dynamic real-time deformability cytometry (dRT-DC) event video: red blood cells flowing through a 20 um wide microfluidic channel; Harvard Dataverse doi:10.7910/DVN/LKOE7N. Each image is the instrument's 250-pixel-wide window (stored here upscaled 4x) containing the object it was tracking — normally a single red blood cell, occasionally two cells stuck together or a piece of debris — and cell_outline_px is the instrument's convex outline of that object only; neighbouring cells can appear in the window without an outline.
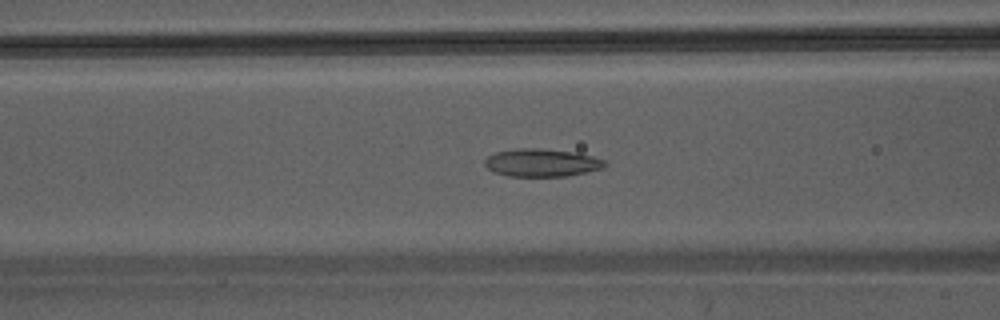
{"species": "Egyptian fruit bat (a non-hibernating species)", "species_latin": "Rousettus aegyptiacus", "temperature_condition": "warm", "stored_images_in_passage": 40, "camera_frame_rate_fps": 3000, "um_per_image_px": 0.085, "animal": {"sex": "male"}, "frame": {"image": 1, "passage_image": 14, "time_ms": 4.333, "image_size_px": [1000, 320], "cell_outline_px": [[608, 164], [604, 168], [588, 172], [568, 176], [508, 176], [492, 172], [484, 164], [484, 160], [488, 156], [496, 152], [520, 148], [536, 148], [576, 152], [592, 156], [604, 160]], "centroid_in_image_um": [46.06, 13.84], "position_along_channel_um": 120.5, "area_um2": 19.59}}
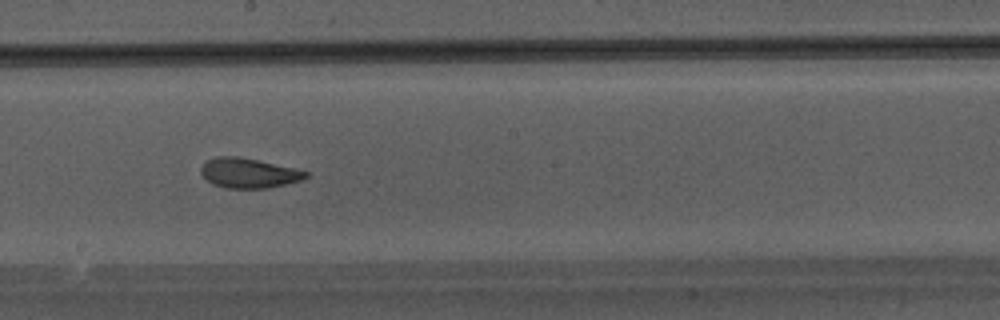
{"frame": {"image": 2, "passage_image": 21, "time_ms": 6.667, "image_size_px": [1000, 320], "cell_outline_px": [[308, 176], [304, 180], [268, 188], [228, 188], [212, 184], [200, 172], [200, 168], [208, 160], [216, 156], [236, 156], [296, 168], [308, 172]], "centroid_in_image_um": [21.16, 14.71], "position_along_channel_um": 227.0, "area_um2": 18.15}}
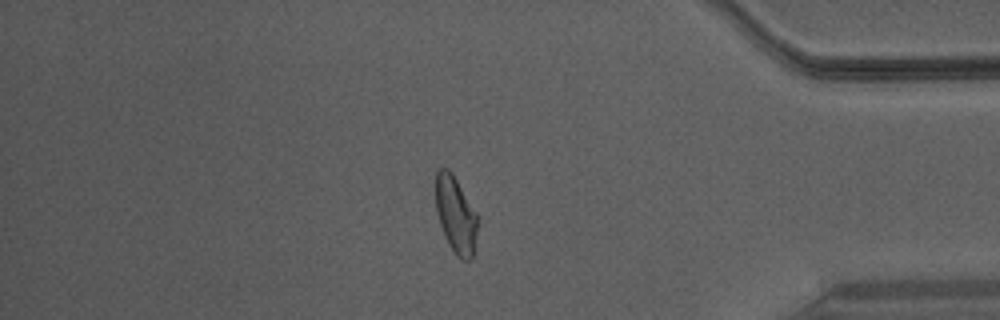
{"frame": {"image": 3, "passage_image": 34, "time_ms": 11.0, "image_size_px": [1000, 320], "cell_outline_px": [[480, 216], [472, 256], [468, 260], [460, 260], [456, 256], [448, 244], [444, 236], [436, 212], [436, 172], [440, 168], [448, 168], [452, 172]], "centroid_in_image_um": [38.76, 18.25], "position_along_channel_um": 396.4, "area_um2": 19.13}}